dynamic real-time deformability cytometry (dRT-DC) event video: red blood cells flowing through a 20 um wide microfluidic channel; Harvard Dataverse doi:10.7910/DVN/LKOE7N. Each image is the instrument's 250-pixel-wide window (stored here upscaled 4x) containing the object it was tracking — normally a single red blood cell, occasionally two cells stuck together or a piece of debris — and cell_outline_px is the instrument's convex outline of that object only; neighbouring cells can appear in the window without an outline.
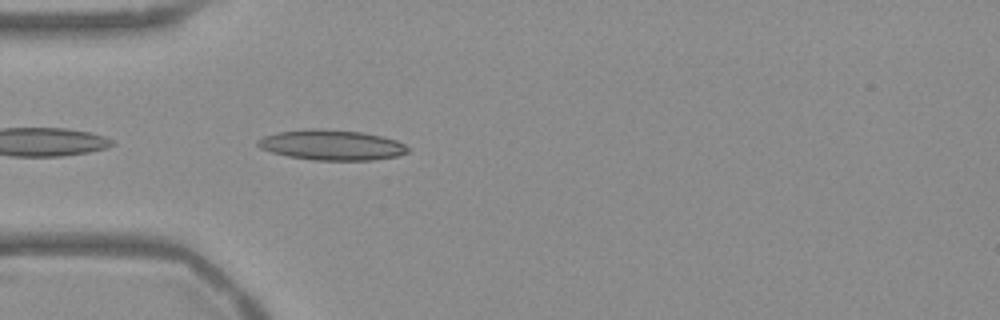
{"species": "Egyptian fruit bat (a non-hibernating species)", "species_latin": "Rousettus aegyptiacus", "temperature_condition": "warm", "stored_images_in_passage": 25, "camera_frame_rate_fps": 3000, "um_per_image_px": 0.085, "frame": {"image": 1, "passage_image": 2, "time_ms": 0.333, "image_size_px": [1000, 320], "cell_outline_px": [[412, 148], [408, 152], [396, 156], [372, 160], [312, 160], [288, 156], [272, 152], [260, 148], [256, 144], [256, 140], [264, 136], [276, 132], [304, 128], [316, 128], [360, 132], [380, 136], [396, 140]], "centroid_in_image_um": [28.16, 12.32], "position_along_channel_um": 56.8, "area_um2": 26.59}}
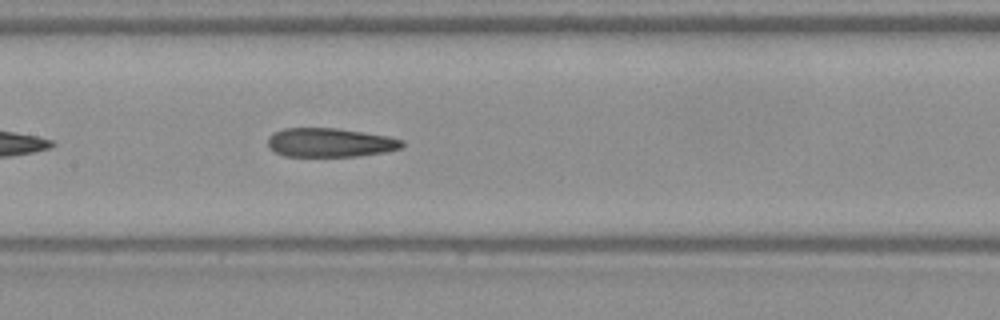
{"frame": {"image": 2, "passage_image": 12, "time_ms": 3.667, "image_size_px": [1000, 320], "cell_outline_px": [[404, 144], [400, 148], [384, 152], [356, 156], [284, 156], [268, 148], [268, 136], [272, 132], [284, 128], [336, 128], [388, 136], [404, 140]], "centroid_in_image_um": [28.01, 12.11], "position_along_channel_um": 179.4, "area_um2": 22.66}}
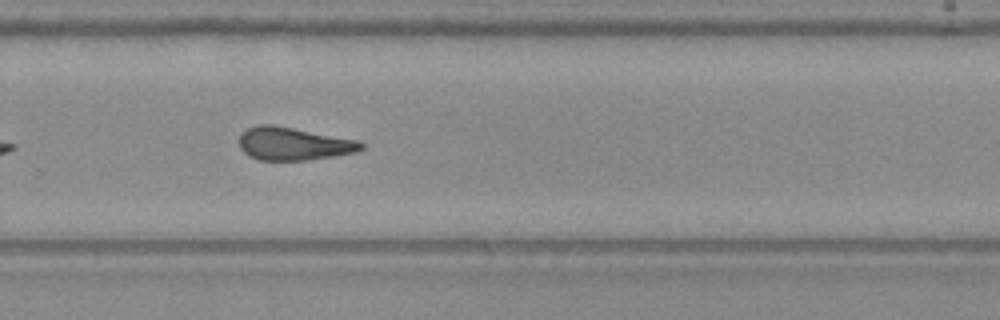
{"frame": {"image": 3, "passage_image": 22, "time_ms": 7.0, "image_size_px": [1000, 320], "cell_outline_px": [[364, 148], [356, 152], [332, 156], [304, 160], [260, 160], [248, 156], [240, 148], [240, 132], [248, 128], [260, 124], [272, 124], [360, 140], [364, 144]], "centroid_in_image_um": [24.95, 12.21], "position_along_channel_um": 304.9, "area_um2": 23.47}}